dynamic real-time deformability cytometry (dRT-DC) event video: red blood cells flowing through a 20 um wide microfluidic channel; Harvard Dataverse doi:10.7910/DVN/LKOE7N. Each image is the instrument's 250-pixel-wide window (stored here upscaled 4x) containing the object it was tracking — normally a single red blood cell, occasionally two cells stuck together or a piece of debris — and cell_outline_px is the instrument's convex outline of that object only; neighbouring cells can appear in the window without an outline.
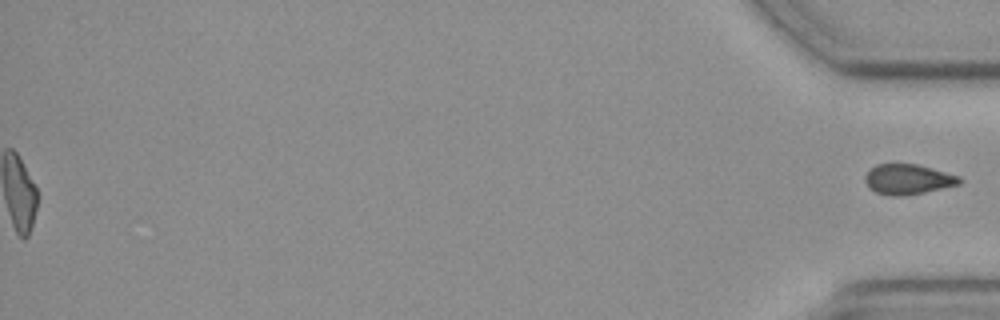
{"species": "common noctule bat (a hibernating species)", "species_latin": "Nyctalus noctula", "temperature_condition": "cold", "stored_images_in_passage": 58, "segment_of_instrument_passage": [2, 2], "camera_frame_rate_fps": 3000, "um_per_image_px": 0.085, "animal": {"sex": "female", "body_mass_g": 19.3, "forearm_length_mm": 54.1}, "frame": {"image": 1, "passage_image": 58, "time_ms": 19.0, "image_size_px": [1000, 320], "cell_outline_px": [[964, 180], [960, 184], [924, 192], [900, 196], [892, 196], [876, 192], [864, 180], [864, 176], [876, 164], [916, 164], [960, 176]], "centroid_in_image_um": [77.21, 15.23], "position_along_channel_um": 358.0, "area_um2": 16.36}}